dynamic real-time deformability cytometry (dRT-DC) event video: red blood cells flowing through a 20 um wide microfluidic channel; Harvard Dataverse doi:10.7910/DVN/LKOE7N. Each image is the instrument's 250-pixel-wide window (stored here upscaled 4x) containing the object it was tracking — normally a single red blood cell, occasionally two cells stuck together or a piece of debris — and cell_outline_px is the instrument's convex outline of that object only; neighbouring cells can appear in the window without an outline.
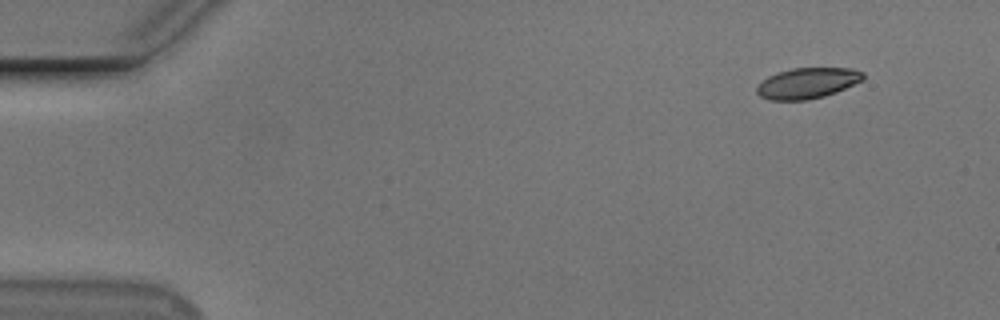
{"species": "Egyptian fruit bat (a non-hibernating species)", "species_latin": "Rousettus aegyptiacus", "temperature_condition": "cold", "stored_images_in_passage": 7, "segment_of_instrument_passage": [2, 2], "camera_frame_rate_fps": 3000, "um_per_image_px": 0.085, "animal": {"sex": "male"}, "frame": {"image": 1, "passage_image": 7, "time_ms": 8.0, "image_size_px": [1000, 320], "cell_outline_px": [[864, 80], [836, 92], [824, 96], [808, 100], [768, 100], [760, 96], [756, 92], [756, 88], [768, 76], [776, 72], [792, 68], [852, 68], [864, 72]], "centroid_in_image_um": [68.64, 7.06], "position_along_channel_um": 16.4, "area_um2": 19.13}}